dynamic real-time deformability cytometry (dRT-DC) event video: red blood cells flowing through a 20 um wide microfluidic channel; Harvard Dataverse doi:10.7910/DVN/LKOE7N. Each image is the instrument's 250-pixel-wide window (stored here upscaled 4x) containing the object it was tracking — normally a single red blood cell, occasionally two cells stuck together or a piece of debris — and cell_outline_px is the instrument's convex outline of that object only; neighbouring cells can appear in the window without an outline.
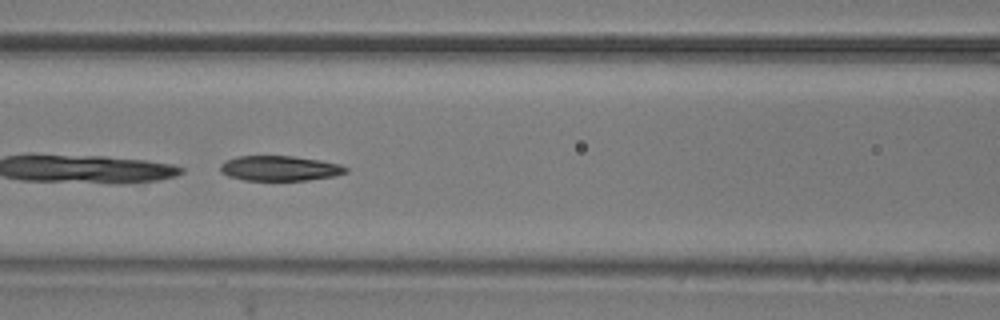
{"species": "common noctule bat (a hibernating species)", "species_latin": "Nyctalus noctula", "temperature_condition": "room temperature", "stored_images_in_passage": 51, "camera_frame_rate_fps": 3000, "um_per_image_px": 0.085, "animal": {"sex": "male", "body_mass_g": 20.5, "forearm_length_mm": 52.5}, "frame": {"image": 1, "passage_image": 22, "time_ms": 7.0, "image_size_px": [1000, 320], "cell_outline_px": [[348, 172], [336, 176], [308, 180], [244, 180], [228, 176], [220, 172], [220, 164], [224, 160], [236, 156], [292, 156], [320, 160], [340, 164], [348, 168]], "centroid_in_image_um": [23.77, 14.3], "position_along_channel_um": 142.8, "area_um2": 18.5}}